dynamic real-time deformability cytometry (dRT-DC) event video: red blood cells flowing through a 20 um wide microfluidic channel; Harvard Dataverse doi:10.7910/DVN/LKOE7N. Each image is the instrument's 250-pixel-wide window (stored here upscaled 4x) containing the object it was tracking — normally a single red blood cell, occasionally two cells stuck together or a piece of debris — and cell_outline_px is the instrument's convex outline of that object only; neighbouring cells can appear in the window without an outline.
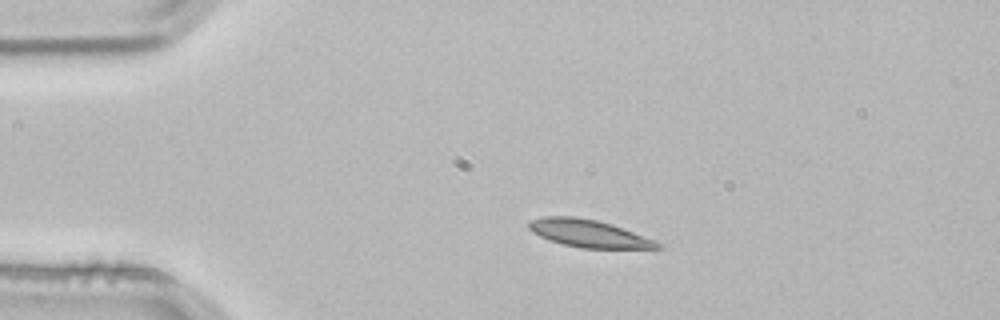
{"species": "common noctule bat (a hibernating species)", "species_latin": "Nyctalus noctula", "temperature_condition": "room temperature", "stored_images_in_passage": 3, "camera_frame_rate_fps": 3000, "um_per_image_px": 0.085, "animal": {"sex": "male", "body_mass_g": 21.5, "forearm_length_mm": 52.0}, "frame": {"image": 1, "passage_image": 1, "time_ms": 0.0, "image_size_px": [1000, 320], "cell_outline_px": [[664, 248], [580, 248], [548, 240], [532, 232], [528, 228], [528, 224], [532, 220], [544, 216], [576, 216], [596, 220], [612, 224], [656, 240], [664, 244]], "centroid_in_image_um": [50.07, 19.84], "position_along_channel_um": 34.9, "area_um2": 20.69}}